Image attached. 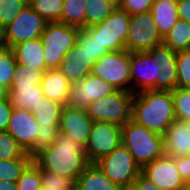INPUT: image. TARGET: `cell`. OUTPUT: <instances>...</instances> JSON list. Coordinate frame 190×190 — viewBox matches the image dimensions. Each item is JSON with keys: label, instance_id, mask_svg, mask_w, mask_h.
Returning <instances> with one entry per match:
<instances>
[{"label": "cell", "instance_id": "cell-1", "mask_svg": "<svg viewBox=\"0 0 190 190\" xmlns=\"http://www.w3.org/2000/svg\"><path fill=\"white\" fill-rule=\"evenodd\" d=\"M32 161L41 169L66 176L76 182L90 164L85 147L59 132L54 144L37 153Z\"/></svg>", "mask_w": 190, "mask_h": 190}, {"label": "cell", "instance_id": "cell-2", "mask_svg": "<svg viewBox=\"0 0 190 190\" xmlns=\"http://www.w3.org/2000/svg\"><path fill=\"white\" fill-rule=\"evenodd\" d=\"M175 119L171 91L145 90L134 94L132 120L136 123L163 136Z\"/></svg>", "mask_w": 190, "mask_h": 190}, {"label": "cell", "instance_id": "cell-3", "mask_svg": "<svg viewBox=\"0 0 190 190\" xmlns=\"http://www.w3.org/2000/svg\"><path fill=\"white\" fill-rule=\"evenodd\" d=\"M121 143L128 149L140 168L165 154L163 136L132 119L121 127Z\"/></svg>", "mask_w": 190, "mask_h": 190}, {"label": "cell", "instance_id": "cell-4", "mask_svg": "<svg viewBox=\"0 0 190 190\" xmlns=\"http://www.w3.org/2000/svg\"><path fill=\"white\" fill-rule=\"evenodd\" d=\"M80 28L61 22H47L40 36L43 43L46 70L59 69L63 57L76 44Z\"/></svg>", "mask_w": 190, "mask_h": 190}, {"label": "cell", "instance_id": "cell-5", "mask_svg": "<svg viewBox=\"0 0 190 190\" xmlns=\"http://www.w3.org/2000/svg\"><path fill=\"white\" fill-rule=\"evenodd\" d=\"M133 98V92L116 90L104 98L91 102L86 111L94 122L105 121L122 127L132 119Z\"/></svg>", "mask_w": 190, "mask_h": 190}, {"label": "cell", "instance_id": "cell-6", "mask_svg": "<svg viewBox=\"0 0 190 190\" xmlns=\"http://www.w3.org/2000/svg\"><path fill=\"white\" fill-rule=\"evenodd\" d=\"M130 15L119 6L101 23L84 29L109 51L126 49Z\"/></svg>", "mask_w": 190, "mask_h": 190}, {"label": "cell", "instance_id": "cell-7", "mask_svg": "<svg viewBox=\"0 0 190 190\" xmlns=\"http://www.w3.org/2000/svg\"><path fill=\"white\" fill-rule=\"evenodd\" d=\"M90 74L110 83L117 90L131 92L130 52L126 49L109 51L93 64Z\"/></svg>", "mask_w": 190, "mask_h": 190}, {"label": "cell", "instance_id": "cell-8", "mask_svg": "<svg viewBox=\"0 0 190 190\" xmlns=\"http://www.w3.org/2000/svg\"><path fill=\"white\" fill-rule=\"evenodd\" d=\"M95 164L119 187L134 184L141 174V168L122 143Z\"/></svg>", "mask_w": 190, "mask_h": 190}, {"label": "cell", "instance_id": "cell-9", "mask_svg": "<svg viewBox=\"0 0 190 190\" xmlns=\"http://www.w3.org/2000/svg\"><path fill=\"white\" fill-rule=\"evenodd\" d=\"M46 24L47 21L27 4L17 17L3 28L5 46L12 48L18 43L40 38Z\"/></svg>", "mask_w": 190, "mask_h": 190}, {"label": "cell", "instance_id": "cell-10", "mask_svg": "<svg viewBox=\"0 0 190 190\" xmlns=\"http://www.w3.org/2000/svg\"><path fill=\"white\" fill-rule=\"evenodd\" d=\"M163 37L158 31L150 12L135 14L130 17L126 50L131 52H148L161 45Z\"/></svg>", "mask_w": 190, "mask_h": 190}, {"label": "cell", "instance_id": "cell-11", "mask_svg": "<svg viewBox=\"0 0 190 190\" xmlns=\"http://www.w3.org/2000/svg\"><path fill=\"white\" fill-rule=\"evenodd\" d=\"M121 144V127L117 124L95 121L85 146L89 163H96Z\"/></svg>", "mask_w": 190, "mask_h": 190}, {"label": "cell", "instance_id": "cell-12", "mask_svg": "<svg viewBox=\"0 0 190 190\" xmlns=\"http://www.w3.org/2000/svg\"><path fill=\"white\" fill-rule=\"evenodd\" d=\"M116 90L110 83L98 76L89 74L83 80L70 84L69 98L66 105L86 110L91 102L104 98Z\"/></svg>", "mask_w": 190, "mask_h": 190}, {"label": "cell", "instance_id": "cell-13", "mask_svg": "<svg viewBox=\"0 0 190 190\" xmlns=\"http://www.w3.org/2000/svg\"><path fill=\"white\" fill-rule=\"evenodd\" d=\"M159 74L158 59H154L148 52L130 53L131 92L137 94L145 90H156Z\"/></svg>", "mask_w": 190, "mask_h": 190}, {"label": "cell", "instance_id": "cell-14", "mask_svg": "<svg viewBox=\"0 0 190 190\" xmlns=\"http://www.w3.org/2000/svg\"><path fill=\"white\" fill-rule=\"evenodd\" d=\"M141 174L161 190H177L186 185L176 168L174 158L166 154L144 165Z\"/></svg>", "mask_w": 190, "mask_h": 190}, {"label": "cell", "instance_id": "cell-15", "mask_svg": "<svg viewBox=\"0 0 190 190\" xmlns=\"http://www.w3.org/2000/svg\"><path fill=\"white\" fill-rule=\"evenodd\" d=\"M93 123L85 109L65 105L61 111L59 132L85 147Z\"/></svg>", "mask_w": 190, "mask_h": 190}, {"label": "cell", "instance_id": "cell-16", "mask_svg": "<svg viewBox=\"0 0 190 190\" xmlns=\"http://www.w3.org/2000/svg\"><path fill=\"white\" fill-rule=\"evenodd\" d=\"M40 125L31 111L13 108L7 132L27 152L34 144Z\"/></svg>", "mask_w": 190, "mask_h": 190}, {"label": "cell", "instance_id": "cell-17", "mask_svg": "<svg viewBox=\"0 0 190 190\" xmlns=\"http://www.w3.org/2000/svg\"><path fill=\"white\" fill-rule=\"evenodd\" d=\"M148 53L158 59L160 74L156 79V90L172 91L177 88V53L163 43L153 47Z\"/></svg>", "mask_w": 190, "mask_h": 190}, {"label": "cell", "instance_id": "cell-18", "mask_svg": "<svg viewBox=\"0 0 190 190\" xmlns=\"http://www.w3.org/2000/svg\"><path fill=\"white\" fill-rule=\"evenodd\" d=\"M163 138L166 155L173 158L190 155V121L175 119Z\"/></svg>", "mask_w": 190, "mask_h": 190}, {"label": "cell", "instance_id": "cell-19", "mask_svg": "<svg viewBox=\"0 0 190 190\" xmlns=\"http://www.w3.org/2000/svg\"><path fill=\"white\" fill-rule=\"evenodd\" d=\"M93 64L84 49L75 44L63 57L59 70L72 83L89 75Z\"/></svg>", "mask_w": 190, "mask_h": 190}, {"label": "cell", "instance_id": "cell-20", "mask_svg": "<svg viewBox=\"0 0 190 190\" xmlns=\"http://www.w3.org/2000/svg\"><path fill=\"white\" fill-rule=\"evenodd\" d=\"M70 82L59 69H48L41 82L43 95L63 106L68 102Z\"/></svg>", "mask_w": 190, "mask_h": 190}, {"label": "cell", "instance_id": "cell-21", "mask_svg": "<svg viewBox=\"0 0 190 190\" xmlns=\"http://www.w3.org/2000/svg\"><path fill=\"white\" fill-rule=\"evenodd\" d=\"M12 50L18 64L46 71L43 43L40 38L18 43Z\"/></svg>", "mask_w": 190, "mask_h": 190}, {"label": "cell", "instance_id": "cell-22", "mask_svg": "<svg viewBox=\"0 0 190 190\" xmlns=\"http://www.w3.org/2000/svg\"><path fill=\"white\" fill-rule=\"evenodd\" d=\"M119 188L95 163H90L77 178L73 190H119Z\"/></svg>", "mask_w": 190, "mask_h": 190}, {"label": "cell", "instance_id": "cell-23", "mask_svg": "<svg viewBox=\"0 0 190 190\" xmlns=\"http://www.w3.org/2000/svg\"><path fill=\"white\" fill-rule=\"evenodd\" d=\"M159 33L164 37L179 20L177 0H154L150 8Z\"/></svg>", "mask_w": 190, "mask_h": 190}, {"label": "cell", "instance_id": "cell-24", "mask_svg": "<svg viewBox=\"0 0 190 190\" xmlns=\"http://www.w3.org/2000/svg\"><path fill=\"white\" fill-rule=\"evenodd\" d=\"M8 96L13 108H19L36 113V107L44 97L41 85L11 86Z\"/></svg>", "mask_w": 190, "mask_h": 190}, {"label": "cell", "instance_id": "cell-25", "mask_svg": "<svg viewBox=\"0 0 190 190\" xmlns=\"http://www.w3.org/2000/svg\"><path fill=\"white\" fill-rule=\"evenodd\" d=\"M163 44L174 52L190 48V23L179 19L163 37Z\"/></svg>", "mask_w": 190, "mask_h": 190}, {"label": "cell", "instance_id": "cell-26", "mask_svg": "<svg viewBox=\"0 0 190 190\" xmlns=\"http://www.w3.org/2000/svg\"><path fill=\"white\" fill-rule=\"evenodd\" d=\"M63 105L47 97H43L34 114L40 126H59Z\"/></svg>", "mask_w": 190, "mask_h": 190}, {"label": "cell", "instance_id": "cell-27", "mask_svg": "<svg viewBox=\"0 0 190 190\" xmlns=\"http://www.w3.org/2000/svg\"><path fill=\"white\" fill-rule=\"evenodd\" d=\"M85 3L86 0H63L61 16L58 22L84 29Z\"/></svg>", "mask_w": 190, "mask_h": 190}, {"label": "cell", "instance_id": "cell-28", "mask_svg": "<svg viewBox=\"0 0 190 190\" xmlns=\"http://www.w3.org/2000/svg\"><path fill=\"white\" fill-rule=\"evenodd\" d=\"M116 7L117 5L110 0H86L85 27L101 23Z\"/></svg>", "mask_w": 190, "mask_h": 190}, {"label": "cell", "instance_id": "cell-29", "mask_svg": "<svg viewBox=\"0 0 190 190\" xmlns=\"http://www.w3.org/2000/svg\"><path fill=\"white\" fill-rule=\"evenodd\" d=\"M28 4L47 22L60 20L63 0H29Z\"/></svg>", "mask_w": 190, "mask_h": 190}, {"label": "cell", "instance_id": "cell-30", "mask_svg": "<svg viewBox=\"0 0 190 190\" xmlns=\"http://www.w3.org/2000/svg\"><path fill=\"white\" fill-rule=\"evenodd\" d=\"M31 161V157L0 160V180L16 182Z\"/></svg>", "mask_w": 190, "mask_h": 190}, {"label": "cell", "instance_id": "cell-31", "mask_svg": "<svg viewBox=\"0 0 190 190\" xmlns=\"http://www.w3.org/2000/svg\"><path fill=\"white\" fill-rule=\"evenodd\" d=\"M44 72L45 70L17 63L14 70V80L11 86L41 85Z\"/></svg>", "mask_w": 190, "mask_h": 190}, {"label": "cell", "instance_id": "cell-32", "mask_svg": "<svg viewBox=\"0 0 190 190\" xmlns=\"http://www.w3.org/2000/svg\"><path fill=\"white\" fill-rule=\"evenodd\" d=\"M16 65L17 62L12 48H4L0 52V84L7 90H9L14 80Z\"/></svg>", "mask_w": 190, "mask_h": 190}, {"label": "cell", "instance_id": "cell-33", "mask_svg": "<svg viewBox=\"0 0 190 190\" xmlns=\"http://www.w3.org/2000/svg\"><path fill=\"white\" fill-rule=\"evenodd\" d=\"M17 190H40L42 188L41 169L31 161L16 181Z\"/></svg>", "mask_w": 190, "mask_h": 190}, {"label": "cell", "instance_id": "cell-34", "mask_svg": "<svg viewBox=\"0 0 190 190\" xmlns=\"http://www.w3.org/2000/svg\"><path fill=\"white\" fill-rule=\"evenodd\" d=\"M76 44L84 49L93 63L102 55L109 52L105 46H102L96 39L91 37L85 29H80L77 35Z\"/></svg>", "mask_w": 190, "mask_h": 190}, {"label": "cell", "instance_id": "cell-35", "mask_svg": "<svg viewBox=\"0 0 190 190\" xmlns=\"http://www.w3.org/2000/svg\"><path fill=\"white\" fill-rule=\"evenodd\" d=\"M171 94L176 119L190 121V88L177 87Z\"/></svg>", "mask_w": 190, "mask_h": 190}, {"label": "cell", "instance_id": "cell-36", "mask_svg": "<svg viewBox=\"0 0 190 190\" xmlns=\"http://www.w3.org/2000/svg\"><path fill=\"white\" fill-rule=\"evenodd\" d=\"M58 133L59 126H40L33 146L26 153L33 158L40 151L49 148L54 144Z\"/></svg>", "mask_w": 190, "mask_h": 190}, {"label": "cell", "instance_id": "cell-37", "mask_svg": "<svg viewBox=\"0 0 190 190\" xmlns=\"http://www.w3.org/2000/svg\"><path fill=\"white\" fill-rule=\"evenodd\" d=\"M19 157L30 156L7 131H0V160H8Z\"/></svg>", "mask_w": 190, "mask_h": 190}, {"label": "cell", "instance_id": "cell-38", "mask_svg": "<svg viewBox=\"0 0 190 190\" xmlns=\"http://www.w3.org/2000/svg\"><path fill=\"white\" fill-rule=\"evenodd\" d=\"M27 4V0H0V27L11 23Z\"/></svg>", "mask_w": 190, "mask_h": 190}, {"label": "cell", "instance_id": "cell-39", "mask_svg": "<svg viewBox=\"0 0 190 190\" xmlns=\"http://www.w3.org/2000/svg\"><path fill=\"white\" fill-rule=\"evenodd\" d=\"M177 87L190 88V48L177 52Z\"/></svg>", "mask_w": 190, "mask_h": 190}, {"label": "cell", "instance_id": "cell-40", "mask_svg": "<svg viewBox=\"0 0 190 190\" xmlns=\"http://www.w3.org/2000/svg\"><path fill=\"white\" fill-rule=\"evenodd\" d=\"M43 187H62L63 190H73L75 182L52 171L41 170Z\"/></svg>", "mask_w": 190, "mask_h": 190}, {"label": "cell", "instance_id": "cell-41", "mask_svg": "<svg viewBox=\"0 0 190 190\" xmlns=\"http://www.w3.org/2000/svg\"><path fill=\"white\" fill-rule=\"evenodd\" d=\"M153 1L154 0H121L118 6L132 16L150 12Z\"/></svg>", "mask_w": 190, "mask_h": 190}, {"label": "cell", "instance_id": "cell-42", "mask_svg": "<svg viewBox=\"0 0 190 190\" xmlns=\"http://www.w3.org/2000/svg\"><path fill=\"white\" fill-rule=\"evenodd\" d=\"M13 106L10 102L9 96L0 99V131H6Z\"/></svg>", "mask_w": 190, "mask_h": 190}, {"label": "cell", "instance_id": "cell-43", "mask_svg": "<svg viewBox=\"0 0 190 190\" xmlns=\"http://www.w3.org/2000/svg\"><path fill=\"white\" fill-rule=\"evenodd\" d=\"M174 160L181 178L186 184H190V155L176 157Z\"/></svg>", "mask_w": 190, "mask_h": 190}, {"label": "cell", "instance_id": "cell-44", "mask_svg": "<svg viewBox=\"0 0 190 190\" xmlns=\"http://www.w3.org/2000/svg\"><path fill=\"white\" fill-rule=\"evenodd\" d=\"M179 19L190 23V0H177Z\"/></svg>", "mask_w": 190, "mask_h": 190}, {"label": "cell", "instance_id": "cell-45", "mask_svg": "<svg viewBox=\"0 0 190 190\" xmlns=\"http://www.w3.org/2000/svg\"><path fill=\"white\" fill-rule=\"evenodd\" d=\"M137 186L138 190H161L147 178H145L142 174H140L134 183Z\"/></svg>", "mask_w": 190, "mask_h": 190}, {"label": "cell", "instance_id": "cell-46", "mask_svg": "<svg viewBox=\"0 0 190 190\" xmlns=\"http://www.w3.org/2000/svg\"><path fill=\"white\" fill-rule=\"evenodd\" d=\"M0 190H17L16 182L0 180Z\"/></svg>", "mask_w": 190, "mask_h": 190}, {"label": "cell", "instance_id": "cell-47", "mask_svg": "<svg viewBox=\"0 0 190 190\" xmlns=\"http://www.w3.org/2000/svg\"><path fill=\"white\" fill-rule=\"evenodd\" d=\"M6 48L5 42H4V33H3V28L0 27V52Z\"/></svg>", "mask_w": 190, "mask_h": 190}, {"label": "cell", "instance_id": "cell-48", "mask_svg": "<svg viewBox=\"0 0 190 190\" xmlns=\"http://www.w3.org/2000/svg\"><path fill=\"white\" fill-rule=\"evenodd\" d=\"M8 97V90L0 84V99Z\"/></svg>", "mask_w": 190, "mask_h": 190}, {"label": "cell", "instance_id": "cell-49", "mask_svg": "<svg viewBox=\"0 0 190 190\" xmlns=\"http://www.w3.org/2000/svg\"><path fill=\"white\" fill-rule=\"evenodd\" d=\"M119 190H138V189L135 184H131V185H127V186H122L119 188Z\"/></svg>", "mask_w": 190, "mask_h": 190}, {"label": "cell", "instance_id": "cell-50", "mask_svg": "<svg viewBox=\"0 0 190 190\" xmlns=\"http://www.w3.org/2000/svg\"><path fill=\"white\" fill-rule=\"evenodd\" d=\"M40 190H63L62 187H43Z\"/></svg>", "mask_w": 190, "mask_h": 190}, {"label": "cell", "instance_id": "cell-51", "mask_svg": "<svg viewBox=\"0 0 190 190\" xmlns=\"http://www.w3.org/2000/svg\"><path fill=\"white\" fill-rule=\"evenodd\" d=\"M177 190H190V184H186L185 186H183Z\"/></svg>", "mask_w": 190, "mask_h": 190}, {"label": "cell", "instance_id": "cell-52", "mask_svg": "<svg viewBox=\"0 0 190 190\" xmlns=\"http://www.w3.org/2000/svg\"><path fill=\"white\" fill-rule=\"evenodd\" d=\"M112 1L113 3H115L117 6L120 4L121 0H110Z\"/></svg>", "mask_w": 190, "mask_h": 190}]
</instances>
